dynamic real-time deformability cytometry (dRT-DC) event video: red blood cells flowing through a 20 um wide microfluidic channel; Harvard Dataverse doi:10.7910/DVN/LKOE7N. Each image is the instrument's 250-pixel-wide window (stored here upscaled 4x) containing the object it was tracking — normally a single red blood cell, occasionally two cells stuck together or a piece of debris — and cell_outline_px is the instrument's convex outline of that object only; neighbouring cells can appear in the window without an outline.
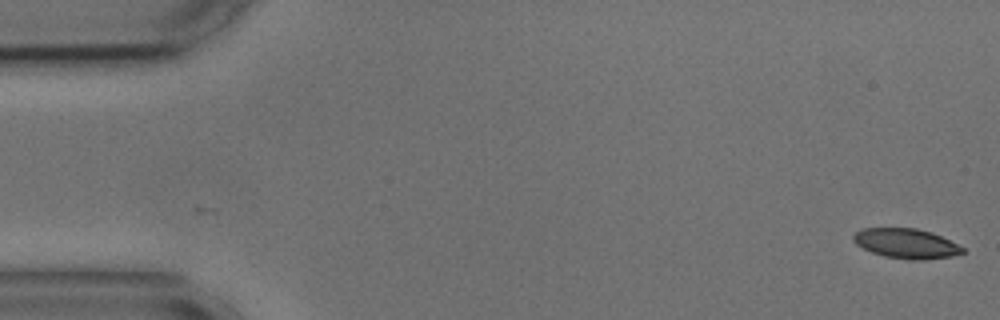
{"species": "common noctule bat (a hibernating species)", "species_latin": "Nyctalus noctula", "temperature_condition": "cold", "stored_images_in_passage": 2, "camera_frame_rate_fps": 3000, "um_per_image_px": 0.085, "animal": {"sex": "male", "body_mass_g": 17.9, "forearm_length_mm": 54.2}, "frame": {"image": 1, "passage_image": 2, "time_ms": 0.333, "image_size_px": [1000, 320], "cell_outline_px": [[964, 252], [952, 256], [924, 260], [912, 260], [884, 256], [872, 252], [856, 244], [852, 240], [852, 236], [860, 228], [916, 228], [932, 232], [964, 248]], "centroid_in_image_um": [77.0, 20.69], "position_along_channel_um": 8.0, "area_um2": 18.9}}